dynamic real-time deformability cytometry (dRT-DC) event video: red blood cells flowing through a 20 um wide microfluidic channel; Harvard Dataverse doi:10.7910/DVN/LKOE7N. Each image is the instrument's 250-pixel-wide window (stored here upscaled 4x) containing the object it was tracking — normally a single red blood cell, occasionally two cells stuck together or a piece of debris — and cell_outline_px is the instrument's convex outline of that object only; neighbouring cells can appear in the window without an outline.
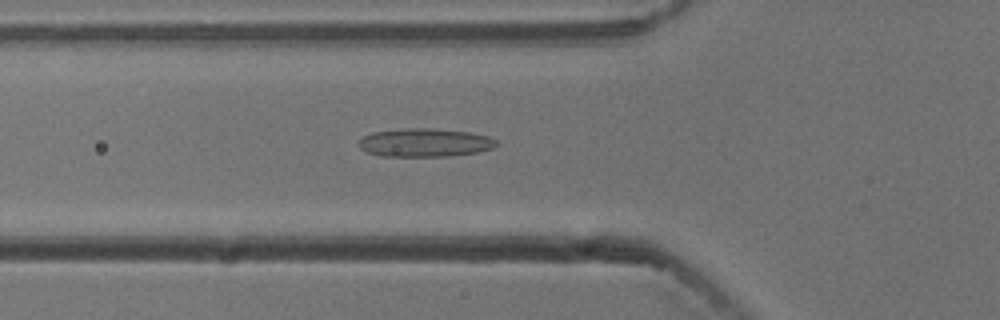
{"species": "common noctule bat (a hibernating species)", "species_latin": "Nyctalus noctula", "temperature_condition": "cold", "stored_images_in_passage": 55, "camera_frame_rate_fps": 3000, "um_per_image_px": 0.085, "animal": {"sex": "male", "body_mass_g": 13.3}, "frame": {"image": 1, "passage_image": 19, "time_ms": 6.0, "image_size_px": [1000, 320], "cell_outline_px": [[500, 144], [492, 148], [476, 152], [448, 156], [380, 156], [364, 152], [356, 144], [360, 136], [372, 132], [404, 128], [432, 128], [468, 132], [488, 136], [496, 140]], "centroid_in_image_um": [36.03, 12.12], "position_along_channel_um": 89.8, "area_um2": 23.06}}
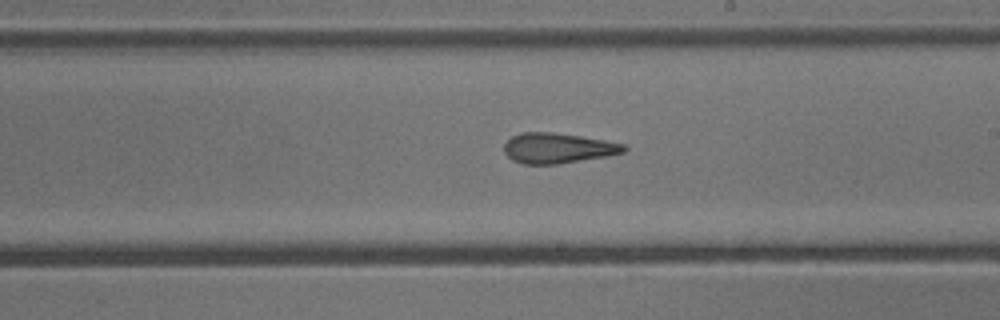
{"frame": {"image": 2, "passage_image": 31, "time_ms": 10.0, "image_size_px": [1000, 320], "cell_outline_px": [[628, 148], [624, 152], [608, 156], [556, 164], [524, 164], [512, 160], [504, 152], [504, 144], [512, 136], [520, 132], [552, 132], [580, 136], [604, 140], [624, 144]], "centroid_in_image_um": [47.4, 12.59], "position_along_channel_um": 241.6, "area_um2": 21.1}}
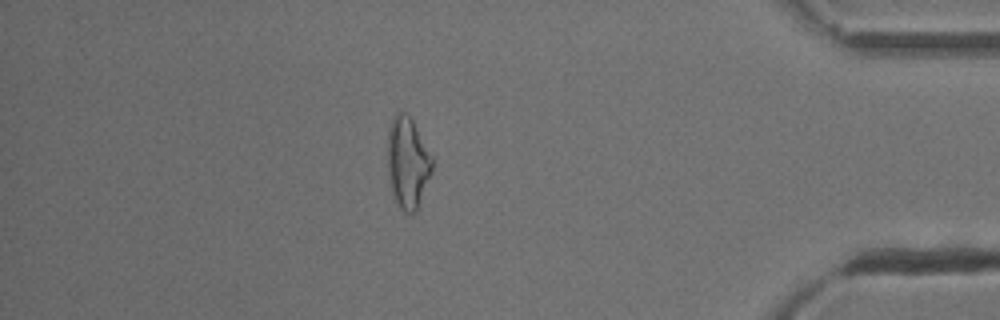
{"frame": {"image": 3, "passage_image": 47, "time_ms": 15.333, "image_size_px": [1000, 320], "cell_outline_px": [[432, 172], [416, 212], [404, 212], [400, 208], [392, 192], [388, 176], [388, 128], [396, 112], [404, 112], [412, 120], [432, 156]], "centroid_in_image_um": [34.65, 13.83], "position_along_channel_um": 400.6, "area_um2": 23.47}, "authors_computed_cell_mechanics": {"area_um2": 23.2934, "velocity_mm_per_s": 3.7733, "shape_relaxation_time_tau1_ms": null, "shape_relaxation_time_tau2_ms": 3.5863, "deformation_change_tau1": null, "deformation_change_tau2": 0.1503}}